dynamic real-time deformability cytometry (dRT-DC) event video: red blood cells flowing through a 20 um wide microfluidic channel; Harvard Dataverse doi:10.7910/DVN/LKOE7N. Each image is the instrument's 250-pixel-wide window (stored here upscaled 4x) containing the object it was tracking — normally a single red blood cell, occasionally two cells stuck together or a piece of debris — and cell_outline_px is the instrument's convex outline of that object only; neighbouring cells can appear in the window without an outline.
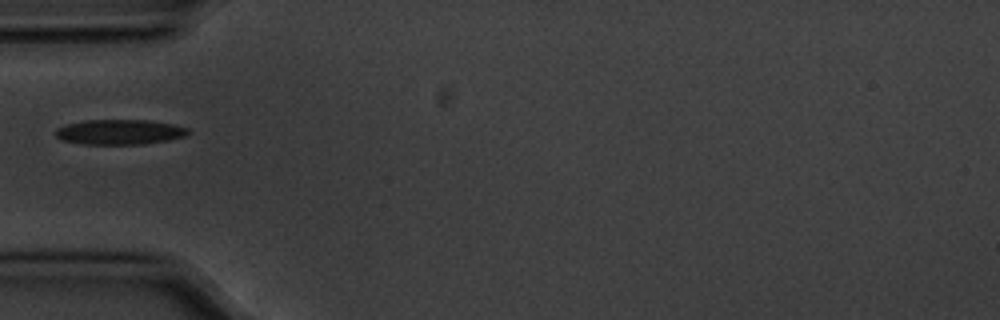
{"species": "common noctule bat (a hibernating species)", "species_latin": "Nyctalus noctula", "temperature_condition": "cold", "stored_images_in_passage": 39, "camera_frame_rate_fps": 3000, "um_per_image_px": 0.085, "animal": {"sex": "male", "body_mass_g": 20.1, "forearm_length_mm": 53.5}, "frame": {"image": 1, "passage_image": 1, "time_ms": 0.0, "image_size_px": [1000, 320], "cell_outline_px": [[188, 132], [184, 136], [168, 140], [144, 144], [84, 144], [60, 140], [56, 136], [56, 128], [64, 124], [84, 120], [152, 120], [172, 124], [188, 128]], "centroid_in_image_um": [10.12, 11.21], "position_along_channel_um": 74.9, "area_um2": 19.42}}
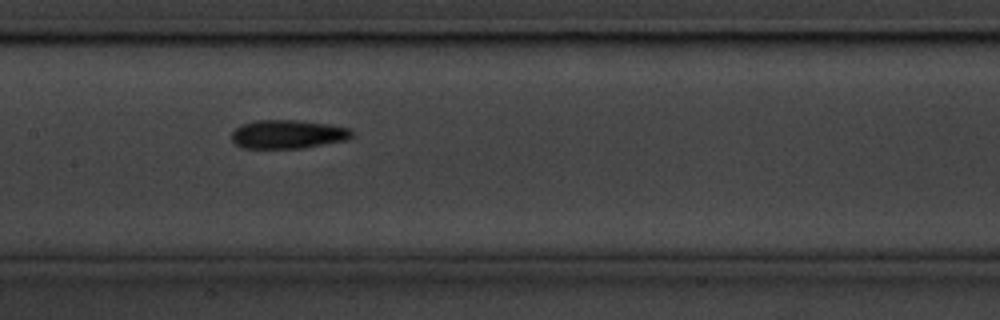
{"frame": {"image": 2, "passage_image": 10, "time_ms": 3.0, "image_size_px": [1000, 320], "cell_outline_px": [[352, 136], [348, 140], [304, 148], [240, 148], [232, 140], [232, 132], [240, 124], [252, 120], [300, 120], [328, 124], [352, 128]], "centroid_in_image_um": [24.47, 11.4], "position_along_channel_um": 182.9, "area_um2": 20.4}}
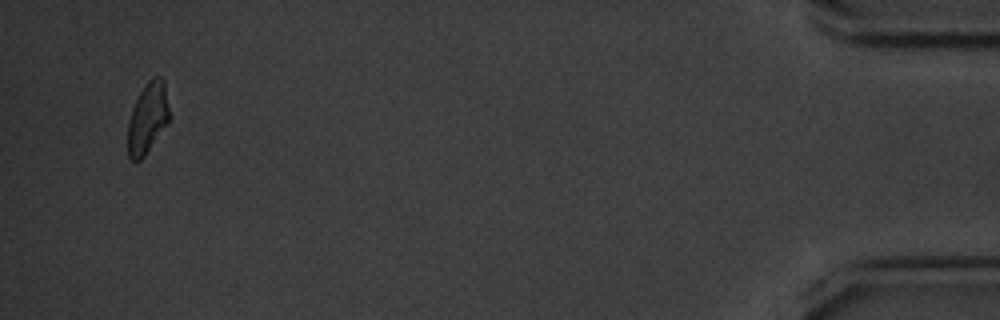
{"frame": {"image": 3, "passage_image": 37, "time_ms": 12.0, "image_size_px": [1000, 320], "cell_outline_px": [[168, 124], [144, 156], [140, 160], [132, 160], [128, 156], [128, 120], [132, 108], [140, 92], [148, 80], [152, 76], [160, 76], [164, 80], [168, 108]], "centroid_in_image_um": [12.54, 10.03], "position_along_channel_um": 422.7, "area_um2": 16.99}}